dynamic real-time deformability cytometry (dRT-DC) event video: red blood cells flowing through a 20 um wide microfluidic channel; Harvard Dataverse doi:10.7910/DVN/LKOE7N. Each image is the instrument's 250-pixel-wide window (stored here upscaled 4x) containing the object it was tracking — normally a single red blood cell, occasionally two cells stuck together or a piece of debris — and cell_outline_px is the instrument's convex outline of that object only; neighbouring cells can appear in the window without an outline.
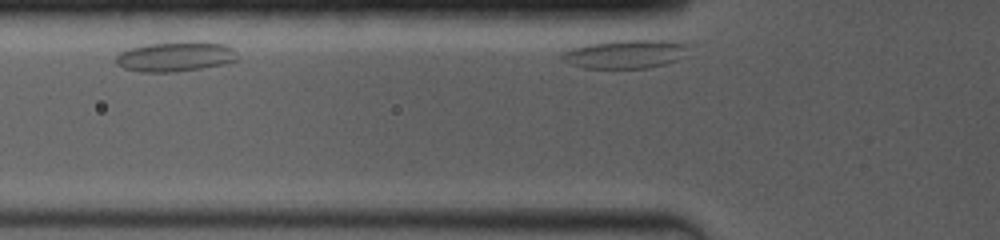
{"species": "common noctule bat (a hibernating species)", "species_latin": "Nyctalus noctula", "temperature_condition": "room temperature", "stored_images_in_passage": 2, "segment_of_instrument_passage": [2, 2], "camera_frame_rate_fps": 4000, "um_per_image_px": 0.085, "animal": {"sex": "female", "body_mass_g": 19.0, "forearm_length_mm": 53.3}, "frame": {"image": 1, "passage_image": 2, "time_ms": 1.0, "image_size_px": [1000, 240], "cell_outline_px": [[684, 56], [676, 60], [664, 64], [648, 68], [584, 68], [568, 64], [560, 60], [560, 52], [572, 48], [588, 44], [612, 40], [668, 40], [684, 44]], "centroid_in_image_um": [53.03, 4.6], "position_along_channel_um": 72.8, "area_um2": 21.04}}